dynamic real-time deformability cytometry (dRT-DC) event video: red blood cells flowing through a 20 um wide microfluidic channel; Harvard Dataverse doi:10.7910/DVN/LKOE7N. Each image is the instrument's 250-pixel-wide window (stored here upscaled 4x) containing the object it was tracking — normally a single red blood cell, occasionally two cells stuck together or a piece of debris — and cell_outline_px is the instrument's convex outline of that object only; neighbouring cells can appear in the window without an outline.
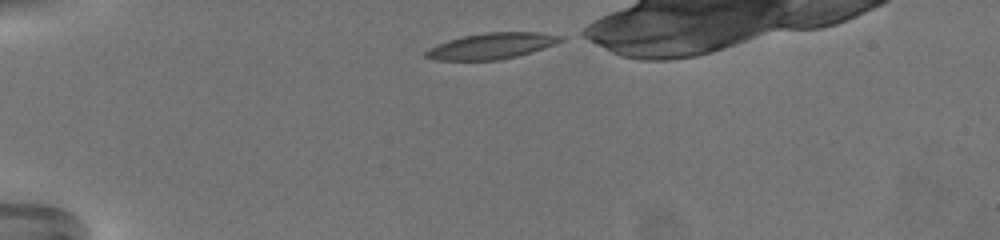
{"species": "common noctule bat (a hibernating species)", "species_latin": "Nyctalus noctula", "temperature_condition": "warm", "stored_images_in_passage": 42, "camera_frame_rate_fps": 3000, "um_per_image_px": 0.085, "animal": {"sex": "female", "body_mass_g": 19.5, "forearm_length_mm": 54.1}, "frame": {"image": 1, "passage_image": 1, "time_ms": 0.0, "image_size_px": [1000, 240], "cell_outline_px": [[564, 40], [516, 56], [500, 60], [436, 60], [424, 56], [424, 52], [448, 40], [464, 36], [484, 32], [540, 32], [564, 36]], "centroid_in_image_um": [41.78, 3.9], "position_along_channel_um": 43.2, "area_um2": 20.0}}
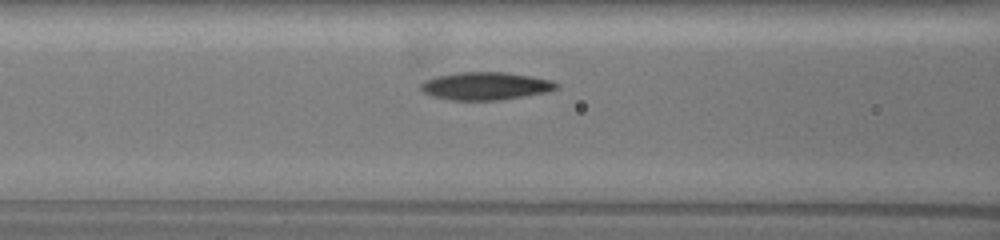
{"frame": {"image": 2, "passage_image": 13, "time_ms": 4.0, "image_size_px": [1000, 240], "cell_outline_px": [[560, 84], [556, 88], [548, 92], [500, 100], [448, 100], [432, 96], [424, 92], [420, 88], [420, 84], [424, 80], [436, 76], [460, 72], [504, 72], [532, 76], [552, 80]], "centroid_in_image_um": [41.27, 7.31], "position_along_channel_um": 125.3, "area_um2": 22.08}}